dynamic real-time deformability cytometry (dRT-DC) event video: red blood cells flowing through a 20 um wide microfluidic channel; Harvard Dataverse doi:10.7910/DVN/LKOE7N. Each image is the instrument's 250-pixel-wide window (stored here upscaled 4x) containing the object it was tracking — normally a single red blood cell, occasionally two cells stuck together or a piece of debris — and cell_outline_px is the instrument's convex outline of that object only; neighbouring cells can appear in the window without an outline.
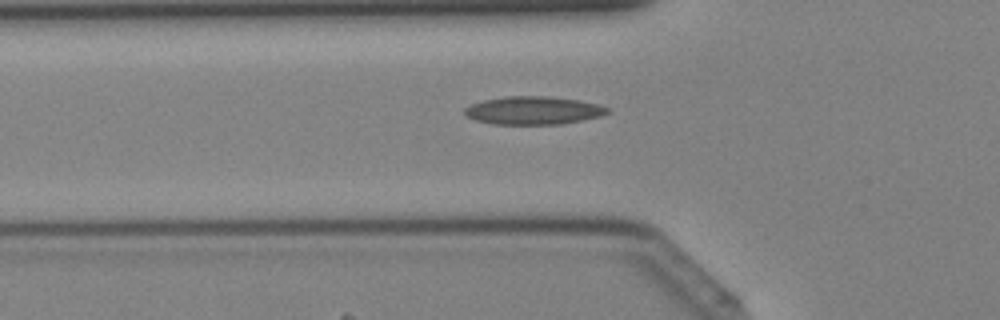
{"species": "Egyptian fruit bat (a non-hibernating species)", "species_latin": "Rousettus aegyptiacus", "temperature_condition": "cold", "stored_images_in_passage": 41, "camera_frame_rate_fps": 3000, "um_per_image_px": 0.085, "animal": {"sex": "female"}, "frame": {"image": 1, "passage_image": 14, "time_ms": 4.333, "image_size_px": [1000, 320], "cell_outline_px": [[608, 112], [600, 116], [560, 124], [492, 124], [476, 120], [468, 116], [464, 112], [464, 108], [472, 104], [484, 100], [508, 96], [548, 96], [580, 100], [600, 104], [608, 108]], "centroid_in_image_um": [45.34, 9.38], "position_along_channel_um": 80.5, "area_um2": 23.18}}
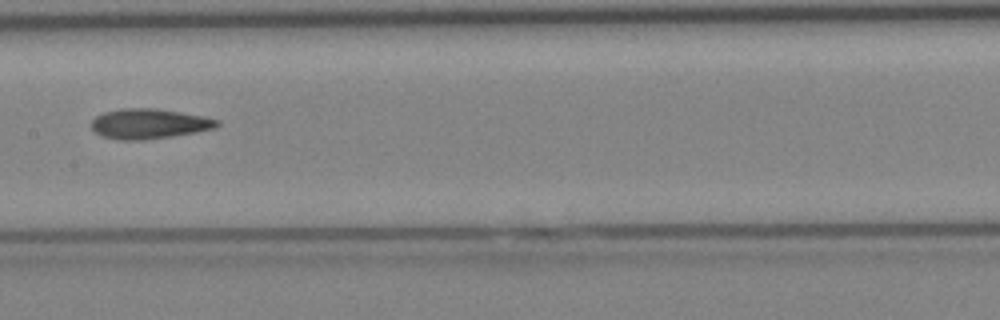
{"frame": {"image": 2, "passage_image": 21, "time_ms": 6.667, "image_size_px": [1000, 320], "cell_outline_px": [[220, 124], [216, 128], [196, 132], [172, 136], [144, 140], [120, 140], [104, 136], [96, 132], [92, 128], [92, 120], [96, 116], [104, 112], [120, 108], [156, 108], [204, 116], [220, 120]], "centroid_in_image_um": [12.7, 10.51], "position_along_channel_um": 194.7, "area_um2": 22.02}}
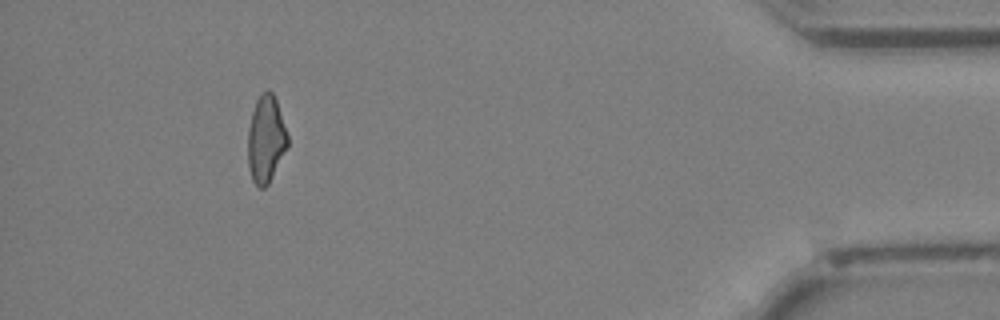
{"frame": {"image": 3, "passage_image": 38, "time_ms": 12.333, "image_size_px": [1000, 320], "cell_outline_px": [[288, 148], [268, 184], [264, 188], [260, 188], [252, 180], [248, 164], [248, 128], [252, 112], [256, 100], [268, 88], [272, 92], [276, 100], [288, 136]], "centroid_in_image_um": [22.6, 11.84], "position_along_channel_um": 412.6, "area_um2": 20.11}}